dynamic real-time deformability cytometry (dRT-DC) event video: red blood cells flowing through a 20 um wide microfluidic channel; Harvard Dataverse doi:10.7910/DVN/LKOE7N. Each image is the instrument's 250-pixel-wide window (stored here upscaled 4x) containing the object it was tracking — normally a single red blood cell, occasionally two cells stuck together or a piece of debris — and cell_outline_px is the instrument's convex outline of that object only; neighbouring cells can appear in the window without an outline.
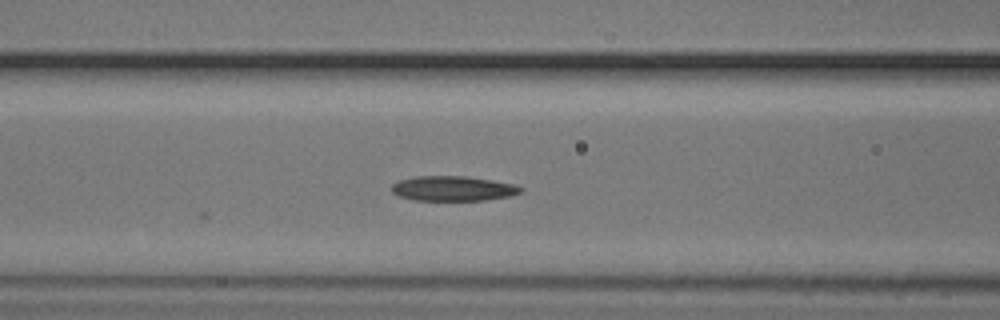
{"species": "common noctule bat (a hibernating species)", "species_latin": "Nyctalus noctula", "temperature_condition": "cold", "stored_images_in_passage": 8, "camera_frame_rate_fps": 3000, "um_per_image_px": 0.085, "animal": {"sex": "male", "body_mass_g": 20.5, "forearm_length_mm": 52.5}, "frame": {"image": 1, "passage_image": 8, "time_ms": 2.333, "image_size_px": [1000, 320], "cell_outline_px": [[524, 192], [512, 196], [484, 200], [416, 200], [396, 196], [392, 192], [392, 184], [396, 180], [416, 176], [464, 176], [492, 180], [516, 184], [524, 188]], "centroid_in_image_um": [38.53, 16.02], "position_along_channel_um": 128.1, "area_um2": 19.02}}